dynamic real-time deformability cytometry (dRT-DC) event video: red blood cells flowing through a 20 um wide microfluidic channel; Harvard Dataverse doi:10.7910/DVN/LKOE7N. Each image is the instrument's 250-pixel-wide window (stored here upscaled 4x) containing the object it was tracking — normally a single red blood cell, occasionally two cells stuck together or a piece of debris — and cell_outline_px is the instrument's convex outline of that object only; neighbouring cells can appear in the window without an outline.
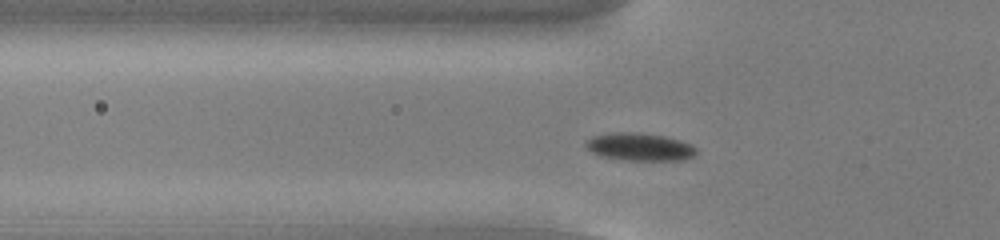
{"species": "common noctule bat (a hibernating species)", "species_latin": "Nyctalus noctula", "temperature_condition": "cold", "stored_images_in_passage": 42, "camera_frame_rate_fps": 3000, "um_per_image_px": 0.085, "animal": {"sex": "male", "body_mass_g": 13.0, "forearm_length_mm": 53.1}, "frame": {"image": 1, "passage_image": 6, "time_ms": 1.667, "image_size_px": [1000, 240], "cell_outline_px": [[696, 152], [692, 156], [684, 160], [628, 160], [600, 156], [584, 148], [584, 140], [592, 136], [612, 132], [640, 132], [668, 136], [692, 144], [696, 148]], "centroid_in_image_um": [54.33, 12.46], "position_along_channel_um": 71.5, "area_um2": 18.21}}
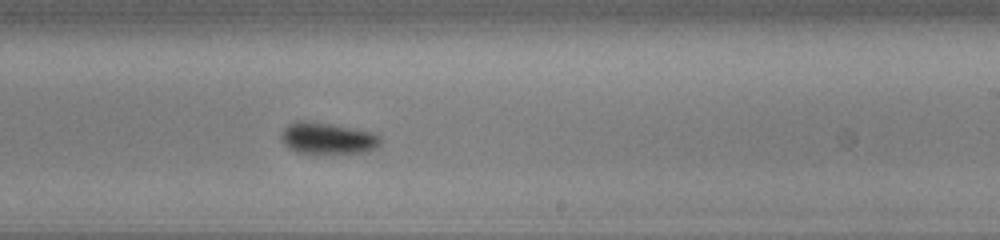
{"frame": {"image": 2, "passage_image": 21, "time_ms": 6.667, "image_size_px": [1000, 240], "cell_outline_px": [[380, 144], [376, 148], [368, 152], [332, 156], [296, 152], [288, 148], [280, 140], [280, 132], [288, 124], [296, 120], [312, 120], [372, 132], [380, 136]], "centroid_in_image_um": [27.81, 11.79], "position_along_channel_um": 261.2, "area_um2": 19.31}}
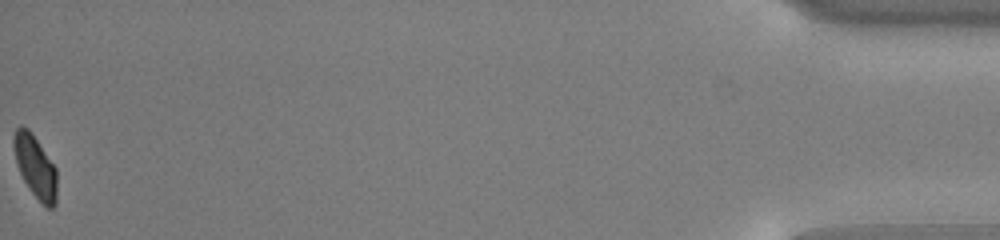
{"frame": {"image": 3, "passage_image": 42, "time_ms": 13.667, "image_size_px": [1000, 240], "cell_outline_px": [[56, 204], [52, 208], [48, 208], [28, 188], [16, 164], [12, 144], [12, 136], [16, 128], [20, 124], [28, 128], [32, 132], [56, 168]], "centroid_in_image_um": [2.97, 14.1], "position_along_channel_um": 432.2, "area_um2": 15.78}, "authors_computed_cell_mechanics": {"area_um2": 17.34, "velocity_mm_per_s": 3.8093, "shape_relaxation_time_tau1_ms": 3.4366, "shape_relaxation_time_tau2_ms": null, "deformation_change_tau1": 0.129, "deformation_change_tau2": null}}